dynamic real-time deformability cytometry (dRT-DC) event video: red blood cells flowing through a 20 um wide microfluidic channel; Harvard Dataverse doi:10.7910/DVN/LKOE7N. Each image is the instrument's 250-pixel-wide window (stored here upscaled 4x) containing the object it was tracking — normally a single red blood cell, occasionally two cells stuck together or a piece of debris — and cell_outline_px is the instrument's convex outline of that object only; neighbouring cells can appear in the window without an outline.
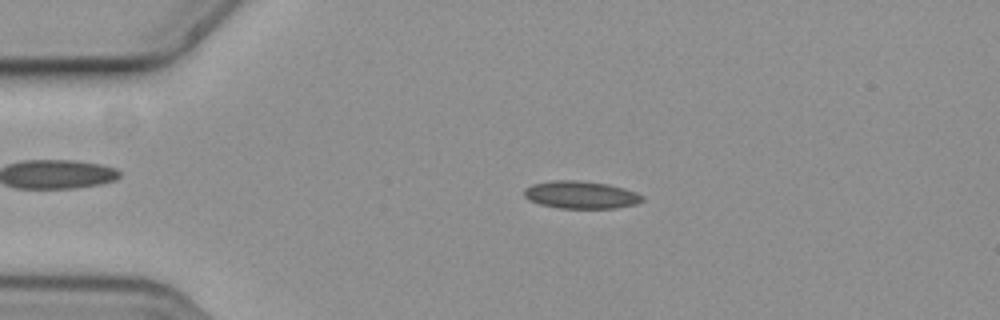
{"species": "common noctule bat (a hibernating species)", "species_latin": "Nyctalus noctula", "temperature_condition": "cold", "stored_images_in_passage": 57, "camera_frame_rate_fps": 3000, "um_per_image_px": 0.085, "animal": {"sex": "female", "body_mass_g": 19.3, "forearm_length_mm": 54.1}, "frame": {"image": 1, "passage_image": 12, "time_ms": 3.667, "image_size_px": [1000, 320], "cell_outline_px": [[644, 200], [636, 204], [616, 208], [556, 208], [540, 204], [528, 200], [524, 196], [524, 188], [532, 184], [556, 180], [576, 180], [608, 184], [624, 188], [636, 192], [644, 196]], "centroid_in_image_um": [49.37, 16.56], "position_along_channel_um": 35.6, "area_um2": 19.07}}
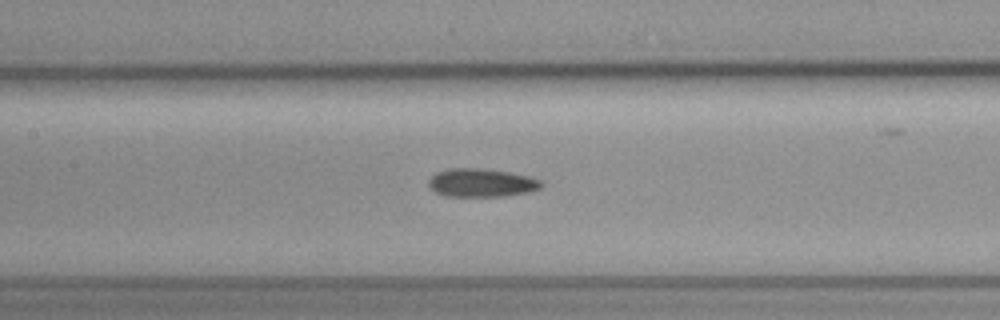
{"frame": {"image": 2, "passage_image": 26, "time_ms": 8.333, "image_size_px": [1000, 320], "cell_outline_px": [[544, 184], [540, 188], [532, 192], [504, 196], [444, 196], [436, 192], [428, 184], [428, 180], [436, 172], [448, 168], [480, 168], [512, 172], [532, 176], [544, 180]], "centroid_in_image_um": [41.0, 15.52], "position_along_channel_um": 166.4, "area_um2": 19.02}}
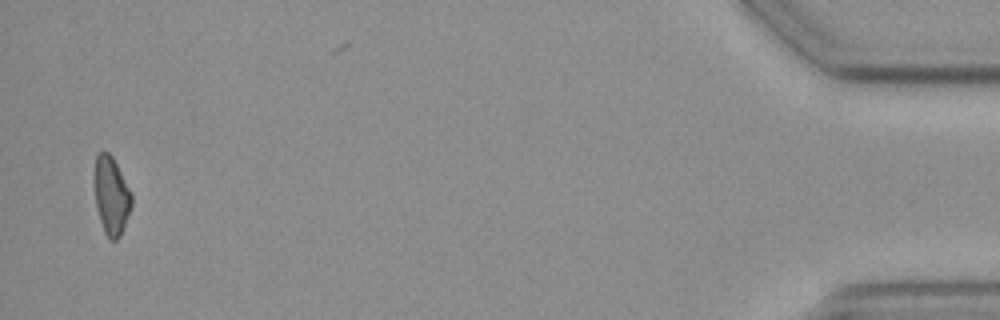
{"frame": {"image": 3, "passage_image": 55, "time_ms": 18.0, "image_size_px": [1000, 320], "cell_outline_px": [[132, 208], [124, 228], [120, 236], [116, 240], [108, 240], [104, 232], [100, 220], [96, 204], [96, 156], [100, 152], [108, 152], [112, 156], [132, 192]], "centroid_in_image_um": [9.51, 16.69], "position_along_channel_um": 425.7, "area_um2": 16.7}, "authors_computed_cell_mechanics": {"area_um2": 18.4382, "velocity_mm_per_s": 3.653, "shape_relaxation_time_tau1_ms": 9.6802, "shape_relaxation_time_tau2_ms": null, "deformation_change_tau1": 0.1184, "deformation_change_tau2": null}}